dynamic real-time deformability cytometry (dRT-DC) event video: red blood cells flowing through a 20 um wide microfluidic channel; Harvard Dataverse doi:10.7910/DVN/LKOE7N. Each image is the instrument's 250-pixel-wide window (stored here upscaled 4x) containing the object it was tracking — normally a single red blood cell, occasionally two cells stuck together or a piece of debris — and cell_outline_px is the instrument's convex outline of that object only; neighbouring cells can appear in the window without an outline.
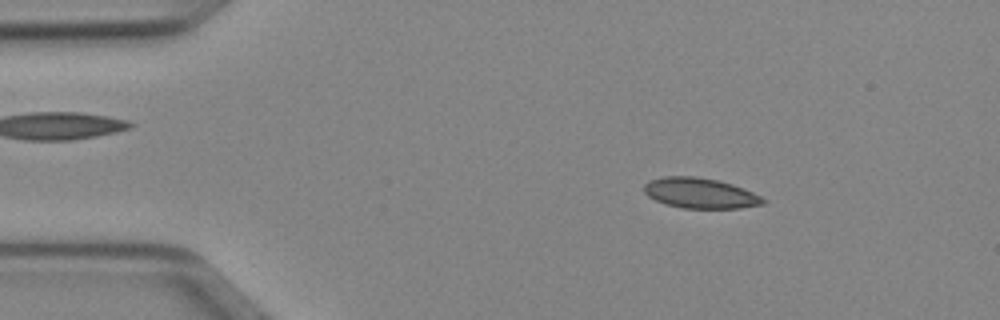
{"species": "Egyptian fruit bat (a non-hibernating species)", "species_latin": "Rousettus aegyptiacus", "temperature_condition": "cold", "stored_images_in_passage": 50, "camera_frame_rate_fps": 3000, "um_per_image_px": 0.085, "animal": {"sex": "female"}, "frame": {"image": 1, "passage_image": 8, "time_ms": 2.333, "image_size_px": [1000, 320], "cell_outline_px": [[768, 200], [764, 204], [740, 208], [684, 208], [664, 204], [648, 196], [644, 192], [644, 184], [648, 180], [664, 176], [696, 176], [716, 180], [732, 184], [744, 188]], "centroid_in_image_um": [59.51, 16.41], "position_along_channel_um": 25.5, "area_um2": 21.15}}
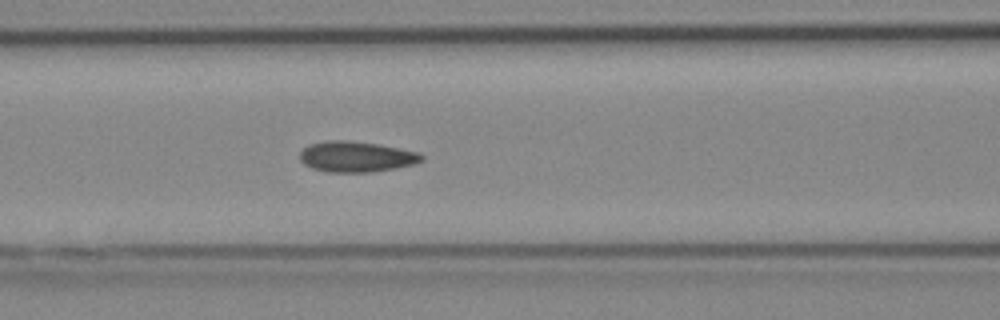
{"frame": {"image": 2, "passage_image": 21, "time_ms": 6.667, "image_size_px": [1000, 320], "cell_outline_px": [[424, 160], [416, 164], [396, 168], [372, 172], [328, 172], [312, 168], [304, 164], [300, 160], [300, 152], [308, 144], [328, 140], [348, 140], [376, 144], [420, 152], [424, 156]], "centroid_in_image_um": [30.3, 13.32], "position_along_channel_um": 136.3, "area_um2": 21.91}}
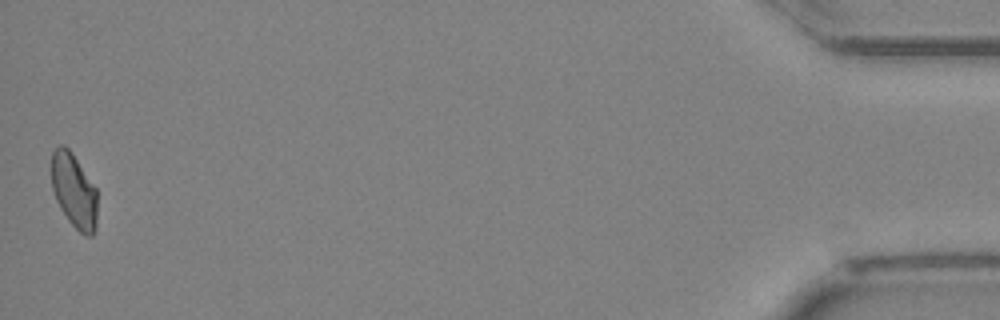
{"frame": {"image": 3, "passage_image": 50, "time_ms": 16.333, "image_size_px": [1000, 320], "cell_outline_px": [[96, 228], [92, 236], [84, 236], [68, 220], [60, 208], [56, 200], [52, 188], [52, 152], [60, 144], [64, 144], [68, 148], [96, 188]], "centroid_in_image_um": [6.28, 16.23], "position_along_channel_um": 428.9, "area_um2": 19.65}, "authors_computed_cell_mechanics": {"area_um2": 21.0103, "velocity_mm_per_s": 4.0137, "shape_relaxation_time_tau1_ms": 8.3603, "shape_relaxation_time_tau2_ms": 2.7322, "deformation_change_tau1": 0.1324, "deformation_change_tau2": 0.0459}}